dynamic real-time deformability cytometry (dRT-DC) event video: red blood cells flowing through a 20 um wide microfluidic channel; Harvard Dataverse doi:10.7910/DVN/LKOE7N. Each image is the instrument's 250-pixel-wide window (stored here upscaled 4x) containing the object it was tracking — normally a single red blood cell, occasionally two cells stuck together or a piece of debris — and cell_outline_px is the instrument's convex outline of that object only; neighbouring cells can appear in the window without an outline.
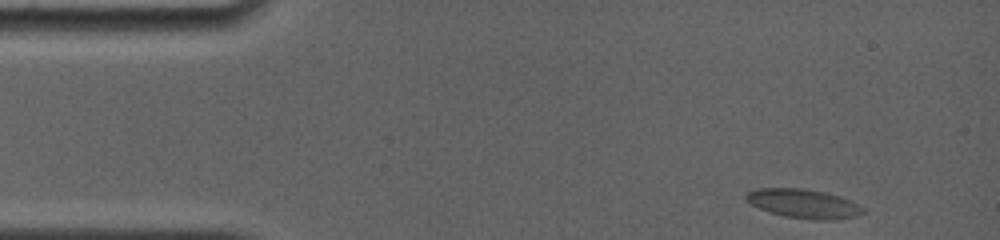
{"species": "common noctule bat (a hibernating species)", "species_latin": "Nyctalus noctula", "temperature_condition": "room temperature", "stored_images_in_passage": 10, "camera_frame_rate_fps": 4000, "um_per_image_px": 0.085, "animal": {"sex": "female", "body_mass_g": 19.0, "forearm_length_mm": 56.7}, "frame": {"image": 1, "passage_image": 1, "time_ms": 0.0, "image_size_px": [1000, 240], "cell_outline_px": [[864, 212], [856, 216], [816, 220], [784, 216], [760, 208], [744, 200], [744, 196], [748, 192], [756, 188], [804, 188], [824, 192], [840, 196], [852, 200], [864, 208]], "centroid_in_image_um": [68.28, 17.28], "position_along_channel_um": 16.7, "area_um2": 19.59}}